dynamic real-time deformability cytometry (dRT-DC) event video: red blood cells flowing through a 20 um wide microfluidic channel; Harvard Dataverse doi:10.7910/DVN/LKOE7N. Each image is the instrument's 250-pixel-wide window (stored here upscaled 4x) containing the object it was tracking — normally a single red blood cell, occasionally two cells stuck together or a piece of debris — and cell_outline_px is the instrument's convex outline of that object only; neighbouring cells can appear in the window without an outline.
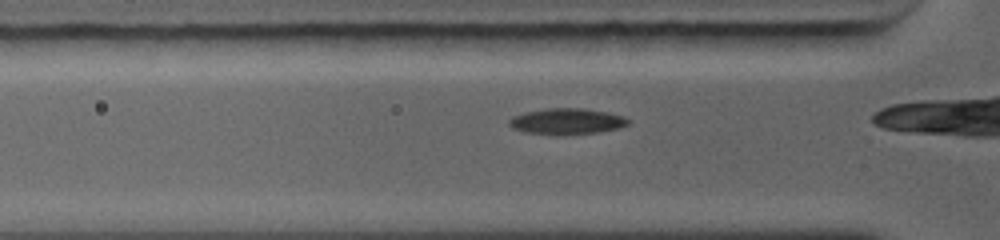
{"species": "common noctule bat (a hibernating species)", "species_latin": "Nyctalus noctula", "temperature_condition": "warm", "stored_images_in_passage": 33, "camera_frame_rate_fps": 5000, "um_per_image_px": 0.085, "animal": {"sex": "female", "body_mass_g": 19.0, "forearm_length_mm": 56.7}, "frame": {"image": 1, "passage_image": 4, "time_ms": 1.0, "image_size_px": [1000, 240], "cell_outline_px": [[628, 124], [620, 128], [600, 132], [564, 136], [556, 136], [524, 132], [512, 128], [508, 124], [508, 120], [512, 116], [524, 112], [548, 108], [584, 108], [608, 112], [624, 116], [628, 120]], "centroid_in_image_um": [48.15, 10.33], "position_along_channel_um": 77.6, "area_um2": 18.55}}
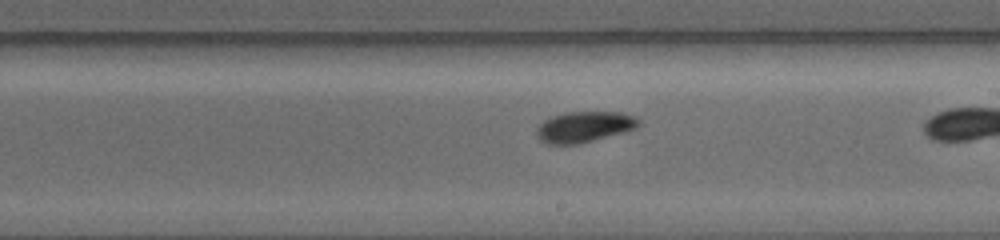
{"frame": {"image": 2, "passage_image": 17, "time_ms": 4.6, "image_size_px": [1000, 240], "cell_outline_px": [[640, 124], [636, 128], [624, 132], [580, 144], [548, 144], [540, 140], [536, 136], [536, 128], [544, 120], [552, 116], [564, 112], [620, 112], [636, 116], [640, 120]], "centroid_in_image_um": [49.66, 10.78], "position_along_channel_um": 239.3, "area_um2": 18.5}}
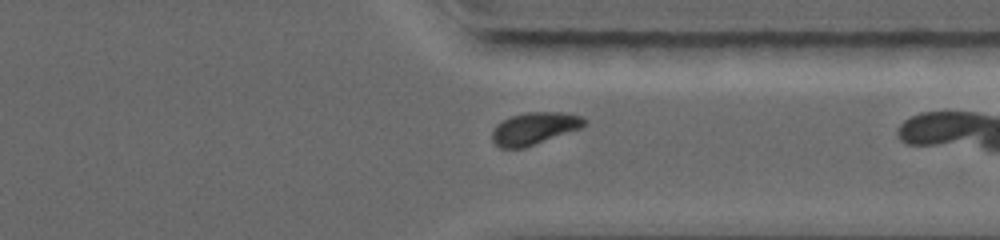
{"frame": {"image": 3, "passage_image": 28, "time_ms": 7.4, "image_size_px": [1000, 240], "cell_outline_px": [[588, 120], [580, 128], [524, 148], [500, 148], [492, 140], [492, 132], [496, 124], [512, 116], [528, 112], [564, 112], [584, 116]], "centroid_in_image_um": [45.43, 10.91], "position_along_channel_um": 366.0, "area_um2": 17.22}}